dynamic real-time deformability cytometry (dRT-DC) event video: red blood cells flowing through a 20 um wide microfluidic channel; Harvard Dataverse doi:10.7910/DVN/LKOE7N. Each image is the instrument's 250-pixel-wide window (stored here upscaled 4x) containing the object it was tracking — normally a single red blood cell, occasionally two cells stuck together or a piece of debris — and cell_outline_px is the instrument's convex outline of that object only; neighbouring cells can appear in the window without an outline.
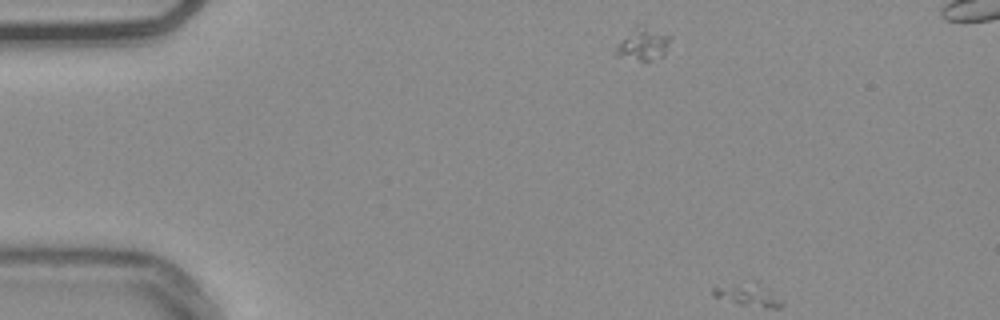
{"species": "common noctule bat (a hibernating species)", "species_latin": "Nyctalus noctula", "temperature_condition": "warm", "stored_images_in_passage": 2, "camera_frame_rate_fps": 3000, "um_per_image_px": 0.085, "animal": {"sex": "male", "body_mass_g": 20.4}, "frame": {"image": 1, "passage_image": 1, "time_ms": 0.0, "image_size_px": [1000, 320], "cell_outline_px": [[672, 36], [664, 56], [652, 60], [640, 60], [616, 56], [616, 44], [636, 24]], "centroid_in_image_um": [54.66, 3.75], "position_along_channel_um": 30.3, "area_um2": 10.23}}